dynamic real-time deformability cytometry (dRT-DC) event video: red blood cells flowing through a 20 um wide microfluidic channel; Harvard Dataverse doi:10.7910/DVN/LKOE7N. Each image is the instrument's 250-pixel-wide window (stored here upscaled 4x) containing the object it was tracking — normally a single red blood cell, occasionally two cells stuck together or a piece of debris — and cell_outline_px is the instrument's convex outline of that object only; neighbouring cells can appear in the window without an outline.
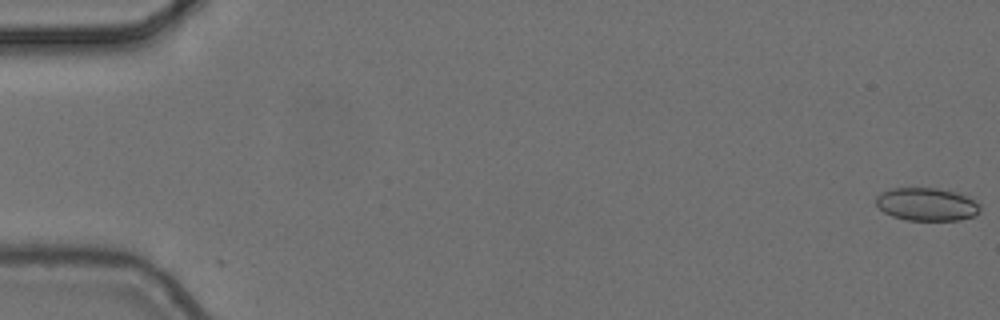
{"species": "common noctule bat (a hibernating species)", "species_latin": "Nyctalus noctula", "temperature_condition": "cold", "stored_images_in_passage": 6, "camera_frame_rate_fps": 3000, "um_per_image_px": 0.085, "animal": {"sex": "female", "body_mass_g": 24.6, "forearm_length_mm": 56.2}, "frame": {"image": 1, "passage_image": 1, "time_ms": 0.0, "image_size_px": [1000, 320], "cell_outline_px": [[980, 212], [976, 216], [960, 220], [908, 220], [892, 216], [884, 212], [876, 204], [876, 196], [880, 192], [892, 188], [936, 188], [956, 192], [980, 204]], "centroid_in_image_um": [78.76, 17.37], "position_along_channel_um": 6.2, "area_um2": 20.0}}
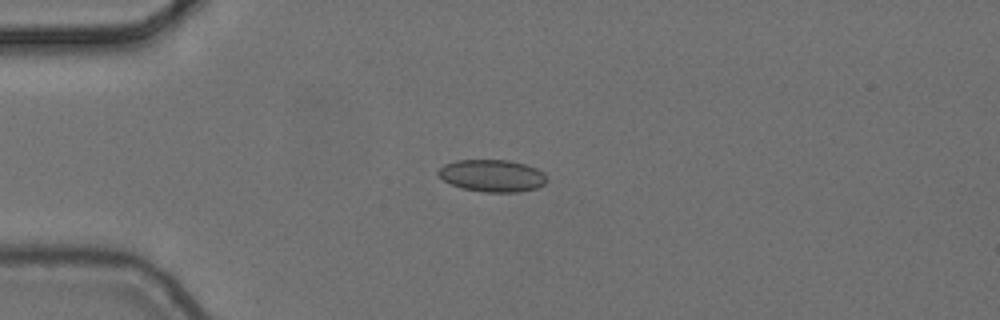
{"frame": {"image": 2, "passage_image": 5, "time_ms": 1.333, "image_size_px": [1000, 320], "cell_outline_px": [[548, 180], [544, 184], [536, 188], [516, 192], [484, 192], [460, 188], [444, 180], [436, 172], [444, 164], [456, 160], [508, 160], [524, 164], [536, 168], [544, 172]], "centroid_in_image_um": [41.84, 14.93], "position_along_channel_um": 43.2, "area_um2": 20.35}}